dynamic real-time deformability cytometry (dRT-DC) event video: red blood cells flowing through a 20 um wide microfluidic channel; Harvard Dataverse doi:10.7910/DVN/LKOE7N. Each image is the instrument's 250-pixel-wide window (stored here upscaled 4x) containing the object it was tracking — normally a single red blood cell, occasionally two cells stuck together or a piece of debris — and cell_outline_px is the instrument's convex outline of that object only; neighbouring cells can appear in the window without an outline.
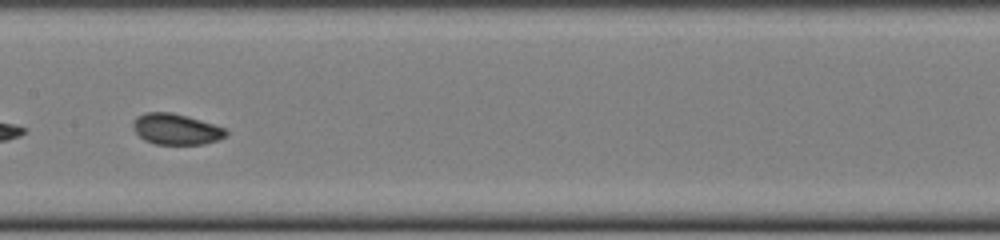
{"species": "common noctule bat (a hibernating species)", "species_latin": "Nyctalus noctula", "temperature_condition": "cold", "stored_images_in_passage": 47, "segment_of_instrument_passage": [2, 2], "camera_frame_rate_fps": 3000, "um_per_image_px": 0.085, "animal": {"sex": "female", "body_mass_g": 22.0, "forearm_length_mm": 56.7}, "frame": {"image": 1, "passage_image": 21, "time_ms": 6.667, "image_size_px": [1000, 240], "cell_outline_px": [[228, 132], [220, 140], [204, 144], [156, 144], [144, 140], [132, 128], [132, 124], [136, 116], [144, 112], [172, 112], [200, 120], [224, 128]], "centroid_in_image_um": [14.93, 10.98], "position_along_channel_um": 192.5, "area_um2": 16.7}}
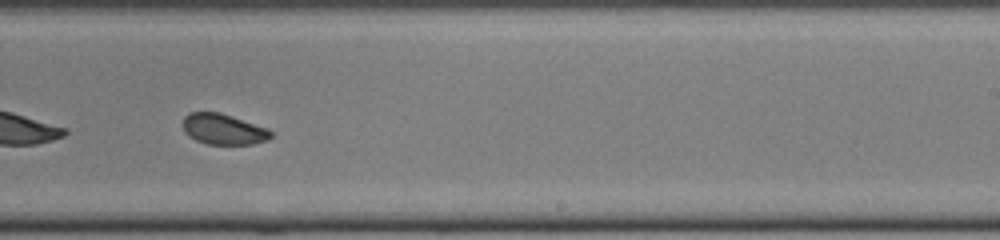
{"frame": {"image": 2, "passage_image": 27, "time_ms": 8.667, "image_size_px": [1000, 240], "cell_outline_px": [[272, 136], [268, 140], [252, 144], [208, 144], [196, 140], [188, 136], [184, 132], [184, 116], [188, 112], [220, 112], [268, 128], [272, 132]], "centroid_in_image_um": [18.99, 10.98], "position_along_channel_um": 270.0, "area_um2": 15.78}}
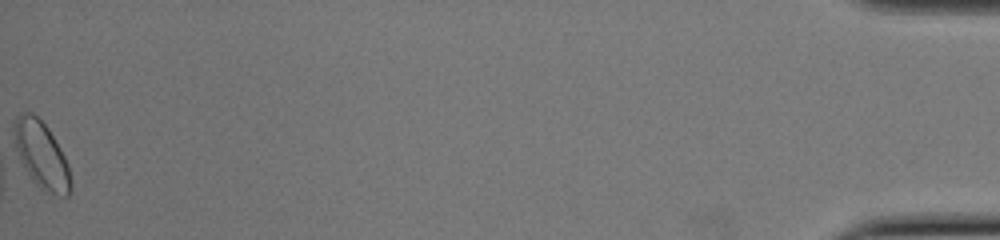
{"frame": {"image": 3, "passage_image": 47, "time_ms": 15.333, "image_size_px": [1000, 240], "cell_outline_px": [[72, 192], [68, 196], [64, 196], [40, 188], [32, 180], [16, 160], [12, 128], [12, 124], [16, 116], [24, 112], [32, 112], [48, 128], [60, 148], [68, 164], [72, 180]], "centroid_in_image_um": [3.47, 13.16], "position_along_channel_um": 431.7, "area_um2": 22.66}}